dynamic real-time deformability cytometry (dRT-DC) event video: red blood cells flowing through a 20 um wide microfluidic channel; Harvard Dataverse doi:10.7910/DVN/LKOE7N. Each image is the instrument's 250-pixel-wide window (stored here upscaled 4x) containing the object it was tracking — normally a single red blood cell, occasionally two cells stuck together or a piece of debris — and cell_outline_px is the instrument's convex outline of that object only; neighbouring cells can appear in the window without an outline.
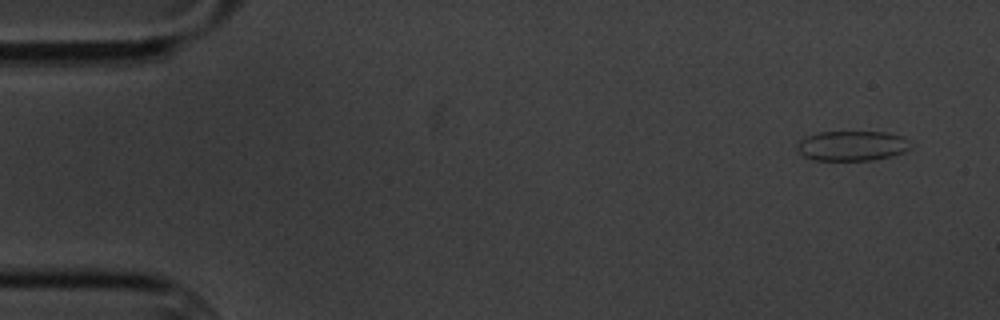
{"species": "common noctule bat (a hibernating species)", "species_latin": "Nyctalus noctula", "temperature_condition": "cold", "stored_images_in_passage": 3, "segment_of_instrument_passage": [1, 2], "camera_frame_rate_fps": 3000, "um_per_image_px": 0.085, "animal": {"sex": "male", "body_mass_g": 20.1, "forearm_length_mm": 53.5}, "frame": {"image": 1, "passage_image": 1, "time_ms": 0.0, "image_size_px": [1000, 320], "cell_outline_px": [[912, 148], [904, 152], [892, 156], [872, 160], [812, 160], [804, 156], [796, 148], [796, 144], [800, 140], [808, 136], [820, 132], [884, 132], [904, 136], [912, 144]], "centroid_in_image_um": [72.46, 12.39], "position_along_channel_um": 12.5, "area_um2": 19.94}}